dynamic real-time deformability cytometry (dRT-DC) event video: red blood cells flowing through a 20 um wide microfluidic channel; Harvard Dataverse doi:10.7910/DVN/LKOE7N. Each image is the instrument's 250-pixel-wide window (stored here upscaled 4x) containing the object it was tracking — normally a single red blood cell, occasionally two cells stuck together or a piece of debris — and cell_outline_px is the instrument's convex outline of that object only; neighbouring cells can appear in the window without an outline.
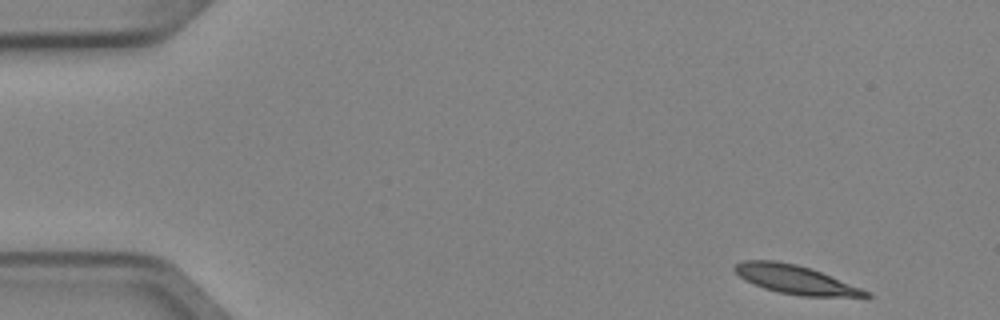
{"species": "Egyptian fruit bat (a non-hibernating species)", "species_latin": "Rousettus aegyptiacus", "temperature_condition": "cold", "stored_images_in_passage": 4, "camera_frame_rate_fps": 3000, "um_per_image_px": 0.085, "animal": {"sex": "female"}, "frame": {"image": 1, "passage_image": 1, "time_ms": 0.0, "image_size_px": [1000, 320], "cell_outline_px": [[872, 296], [800, 296], [780, 292], [764, 288], [740, 276], [732, 268], [736, 264], [744, 260], [776, 260], [796, 264], [812, 268], [872, 292]], "centroid_in_image_um": [67.64, 23.75], "position_along_channel_um": 17.4, "area_um2": 21.68}}
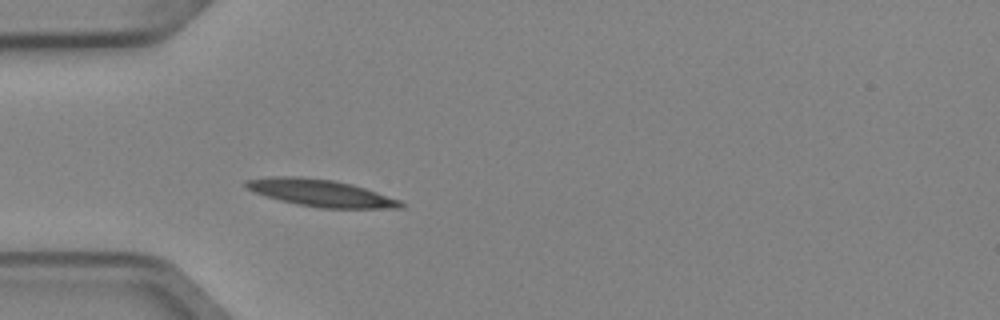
{"frame": {"image": 2, "passage_image": 4, "time_ms": 1.0, "image_size_px": [1000, 320], "cell_outline_px": [[404, 208], [320, 208], [280, 200], [252, 192], [244, 184], [244, 180], [276, 176], [300, 176], [336, 180], [352, 184], [400, 200], [404, 204]], "centroid_in_image_um": [27.25, 16.39], "position_along_channel_um": 57.8, "area_um2": 24.28}}